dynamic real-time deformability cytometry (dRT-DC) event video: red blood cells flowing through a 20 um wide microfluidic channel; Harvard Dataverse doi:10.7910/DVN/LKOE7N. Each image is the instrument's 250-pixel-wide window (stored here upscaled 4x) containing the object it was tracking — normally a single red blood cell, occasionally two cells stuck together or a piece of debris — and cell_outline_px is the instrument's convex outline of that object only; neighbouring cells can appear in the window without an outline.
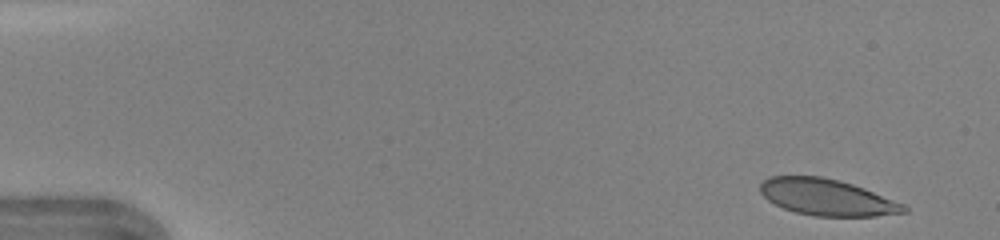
{"species": "human", "species_latin": "Homo sapiens", "temperature_condition": "warm", "stored_images_in_passage": 44, "camera_frame_rate_fps": 3000, "um_per_image_px": 0.085, "donor": {"sex": "female"}, "frame": {"image": 1, "passage_image": 1, "time_ms": 0.0, "image_size_px": [1000, 240], "cell_outline_px": [[908, 212], [876, 216], [812, 216], [796, 212], [784, 208], [768, 200], [760, 192], [760, 184], [768, 176], [820, 176], [852, 184], [864, 188], [904, 204], [908, 208]], "centroid_in_image_um": [70.29, 16.77], "position_along_channel_um": 14.7, "area_um2": 30.35}}
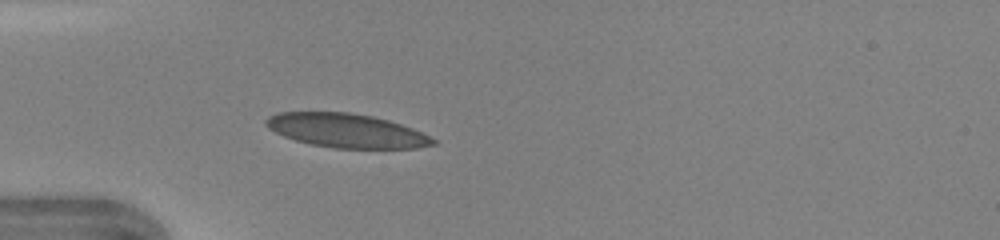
{"frame": {"image": 2, "passage_image": 12, "time_ms": 3.667, "image_size_px": [1000, 240], "cell_outline_px": [[436, 144], [416, 148], [336, 148], [312, 144], [296, 140], [284, 136], [268, 128], [264, 124], [264, 120], [268, 116], [280, 112], [348, 112], [372, 116], [388, 120], [412, 128], [436, 140]], "centroid_in_image_um": [29.42, 11.09], "position_along_channel_um": 55.6, "area_um2": 32.77}}
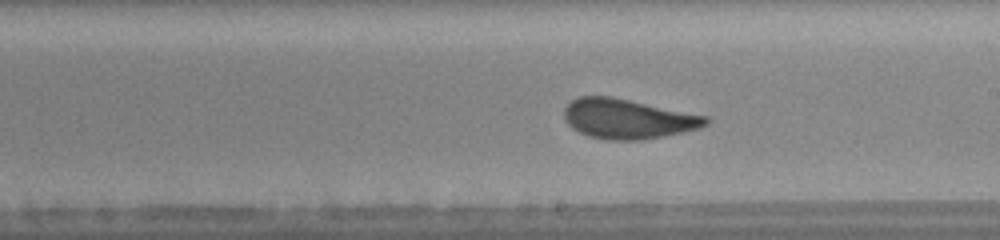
{"frame": {"image": 3, "passage_image": 25, "time_ms": 8.0, "image_size_px": [1000, 240], "cell_outline_px": [[708, 124], [700, 128], [684, 132], [640, 140], [608, 140], [588, 136], [572, 128], [564, 120], [564, 108], [572, 100], [580, 96], [612, 96], [708, 116]], "centroid_in_image_um": [53.35, 10.1], "position_along_channel_um": 235.6, "area_um2": 32.89}, "authors_computed_cell_mechanics": {"area_um2": 32.2235, "velocity_mm_per_s": 4.3699, "shape_relaxation_time_tau1_ms": 3.5764, "shape_relaxation_time_tau2_ms": null, "deformation_change_tau1": 0.1213, "deformation_change_tau2": null}}